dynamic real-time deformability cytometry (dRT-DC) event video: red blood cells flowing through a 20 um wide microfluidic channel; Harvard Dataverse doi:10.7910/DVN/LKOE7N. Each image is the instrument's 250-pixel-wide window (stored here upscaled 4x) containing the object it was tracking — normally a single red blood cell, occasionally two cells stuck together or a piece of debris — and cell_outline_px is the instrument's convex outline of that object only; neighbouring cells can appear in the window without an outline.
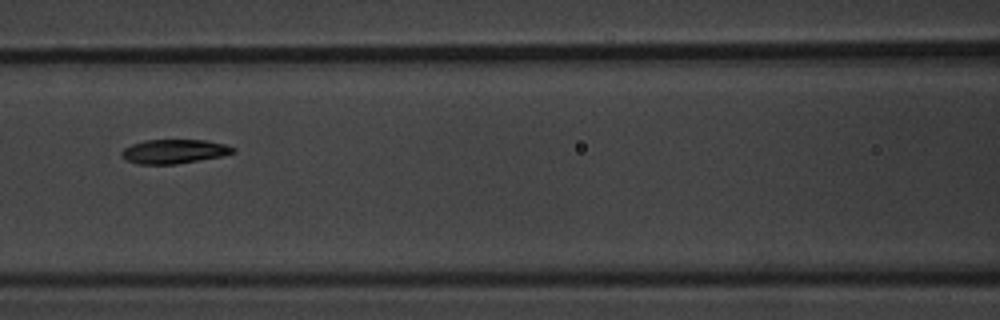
{"species": "common noctule bat (a hibernating species)", "species_latin": "Nyctalus noctula", "temperature_condition": "warm", "stored_images_in_passage": 14, "camera_frame_rate_fps": 3000, "um_per_image_px": 0.085, "animal": {"sex": "male", "body_mass_g": 20.1, "forearm_length_mm": 53.5}, "frame": {"image": 1, "passage_image": 7, "time_ms": 8.0, "image_size_px": [1000, 320], "cell_outline_px": [[236, 152], [220, 156], [176, 164], [136, 164], [120, 156], [120, 152], [124, 148], [132, 144], [144, 140], [204, 140], [224, 144], [236, 148]], "centroid_in_image_um": [14.77, 12.87], "position_along_channel_um": 151.8, "area_um2": 15.61}}
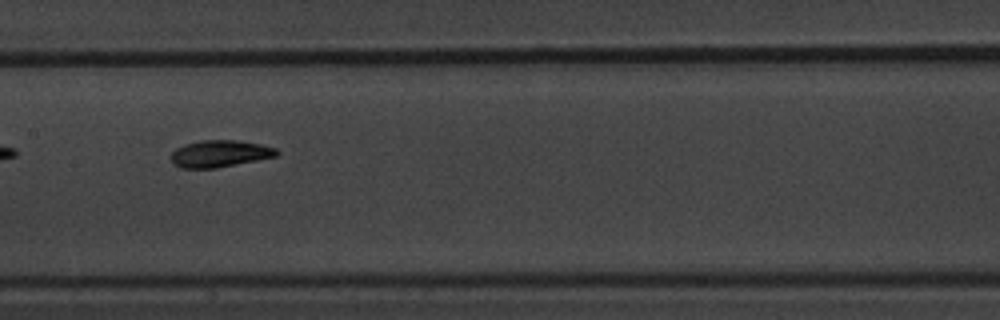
{"frame": {"image": 2, "passage_image": 8, "time_ms": 9.0, "image_size_px": [1000, 320], "cell_outline_px": [[280, 152], [276, 156], [216, 168], [180, 168], [172, 164], [172, 152], [176, 148], [184, 144], [200, 140], [236, 140], [260, 144], [276, 148]], "centroid_in_image_um": [18.66, 13.06], "position_along_channel_um": 188.7, "area_um2": 16.53}, "authors_computed_cell_mechanics": {"area_um2": 16.5308, "velocity_mm_per_s": 3.6825, "shape_relaxation_time_tau1_ms": 7.4079, "shape_relaxation_time_tau2_ms": 2.5792, "deformation_change_tau1": 0.1878, "deformation_change_tau2": 0.087}}